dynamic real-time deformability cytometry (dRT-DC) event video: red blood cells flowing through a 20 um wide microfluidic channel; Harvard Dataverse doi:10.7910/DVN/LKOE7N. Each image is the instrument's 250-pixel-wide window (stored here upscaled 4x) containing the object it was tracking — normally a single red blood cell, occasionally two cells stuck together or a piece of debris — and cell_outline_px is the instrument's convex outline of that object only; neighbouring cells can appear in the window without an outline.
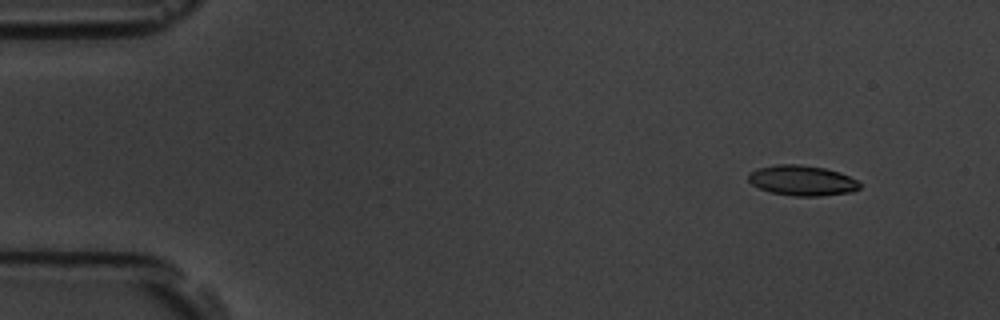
{"species": "common noctule bat (a hibernating species)", "species_latin": "Nyctalus noctula", "temperature_condition": "room temperature", "stored_images_in_passage": 11, "camera_frame_rate_fps": 3000, "um_per_image_px": 0.085, "animal": {"sex": "male", "body_mass_g": 19.5, "forearm_length_mm": 54.6}, "frame": {"image": 1, "passage_image": 2, "time_ms": 1.333, "image_size_px": [1000, 320], "cell_outline_px": [[860, 188], [852, 192], [820, 196], [792, 196], [772, 192], [760, 188], [752, 184], [748, 180], [748, 172], [760, 168], [776, 164], [800, 164], [824, 168], [840, 172], [856, 180], [860, 184]], "centroid_in_image_um": [68.18, 15.34], "position_along_channel_um": 16.8, "area_um2": 19.59}}
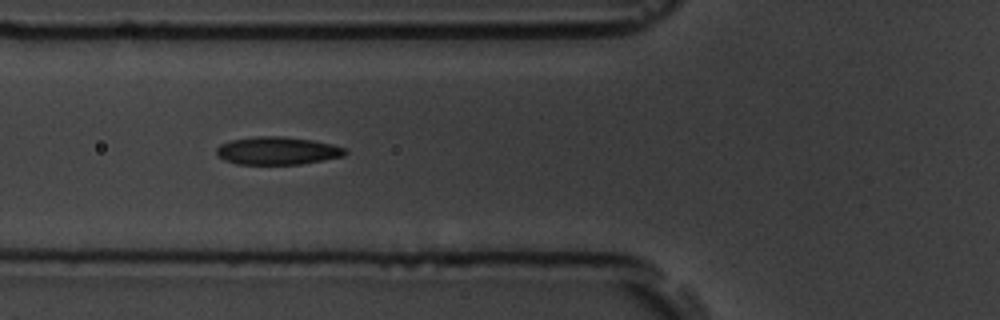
{"frame": {"image": 2, "passage_image": 6, "time_ms": 6.667, "image_size_px": [1000, 320], "cell_outline_px": [[348, 152], [344, 156], [324, 160], [300, 164], [236, 164], [224, 160], [216, 156], [216, 148], [220, 144], [232, 140], [256, 136], [284, 136], [312, 140], [332, 144], [344, 148]], "centroid_in_image_um": [23.56, 12.81], "position_along_channel_um": 102.2, "area_um2": 20.98}}
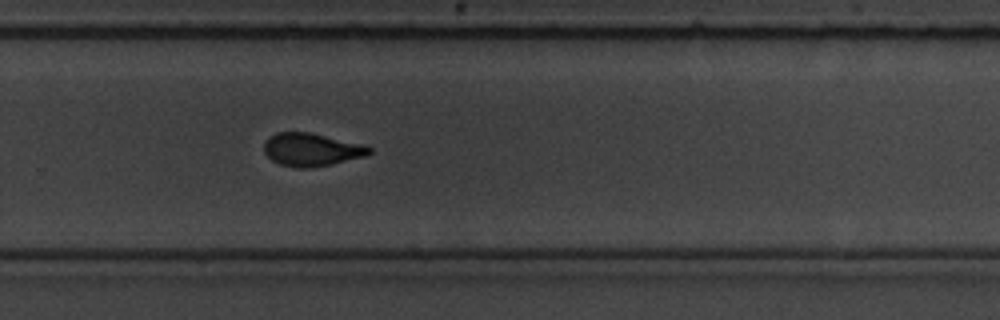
{"frame": {"image": 3, "passage_image": 11, "time_ms": 12.333, "image_size_px": [1000, 320], "cell_outline_px": [[372, 152], [364, 156], [332, 164], [312, 168], [296, 168], [280, 164], [272, 160], [264, 152], [264, 144], [276, 132], [308, 132], [364, 144], [372, 148]], "centroid_in_image_um": [26.49, 12.72], "position_along_channel_um": 303.3, "area_um2": 20.11}}